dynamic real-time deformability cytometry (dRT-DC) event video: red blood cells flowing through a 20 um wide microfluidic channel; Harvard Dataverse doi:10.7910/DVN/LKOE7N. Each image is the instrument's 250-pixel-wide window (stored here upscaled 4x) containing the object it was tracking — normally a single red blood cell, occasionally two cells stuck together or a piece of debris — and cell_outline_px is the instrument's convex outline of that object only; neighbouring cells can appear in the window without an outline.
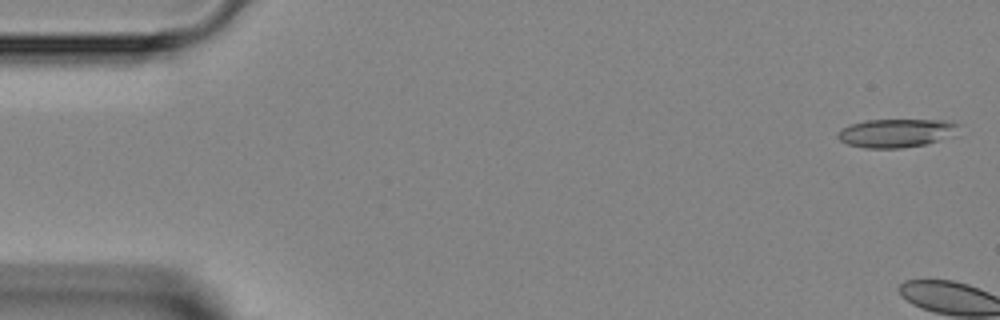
{"species": "Egyptian fruit bat (a non-hibernating species)", "species_latin": "Rousettus aegyptiacus", "temperature_condition": "room temperature", "stored_images_in_passage": 5, "camera_frame_rate_fps": 3000, "um_per_image_px": 0.085, "animal": {"sex": "female"}, "frame": {"image": 1, "passage_image": 1, "time_ms": 0.0, "image_size_px": [1000, 320], "cell_outline_px": [[960, 124], [936, 140], [924, 144], [900, 148], [864, 148], [848, 144], [840, 140], [836, 136], [836, 132], [852, 124], [864, 120], [952, 120]], "centroid_in_image_um": [76.03, 11.3], "position_along_channel_um": 9.0, "area_um2": 19.36}}